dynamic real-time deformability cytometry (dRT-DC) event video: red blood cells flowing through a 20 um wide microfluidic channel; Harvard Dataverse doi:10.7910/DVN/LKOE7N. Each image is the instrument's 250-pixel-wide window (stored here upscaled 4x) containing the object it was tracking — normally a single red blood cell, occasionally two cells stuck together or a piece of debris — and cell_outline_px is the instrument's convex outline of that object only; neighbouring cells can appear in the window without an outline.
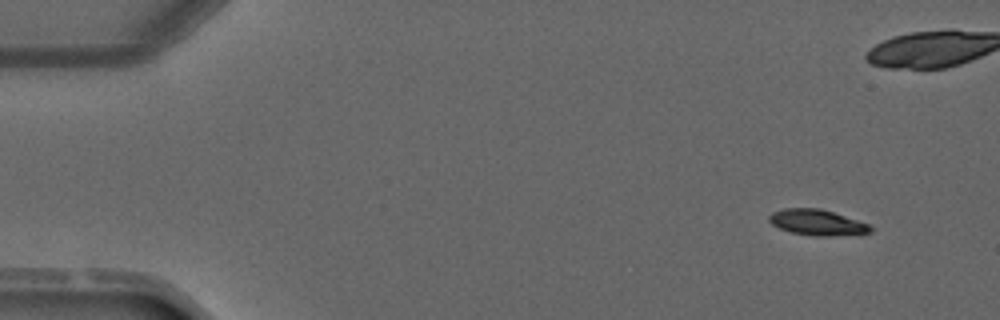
{"species": "common noctule bat (a hibernating species)", "species_latin": "Nyctalus noctula", "temperature_condition": "warm", "stored_images_in_passage": 3, "segment_of_instrument_passage": [2, 2], "camera_frame_rate_fps": 3000, "um_per_image_px": 0.085, "animal": {"sex": "male", "forearm_length_mm": 52.5}, "frame": {"image": 1, "passage_image": 3, "time_ms": 2.333, "image_size_px": [1000, 320], "cell_outline_px": [[872, 232], [828, 236], [816, 236], [792, 232], [780, 228], [772, 224], [768, 220], [768, 216], [772, 212], [784, 208], [820, 208], [872, 224]], "centroid_in_image_um": [69.47, 18.89], "position_along_channel_um": 15.5, "area_um2": 15.2}}